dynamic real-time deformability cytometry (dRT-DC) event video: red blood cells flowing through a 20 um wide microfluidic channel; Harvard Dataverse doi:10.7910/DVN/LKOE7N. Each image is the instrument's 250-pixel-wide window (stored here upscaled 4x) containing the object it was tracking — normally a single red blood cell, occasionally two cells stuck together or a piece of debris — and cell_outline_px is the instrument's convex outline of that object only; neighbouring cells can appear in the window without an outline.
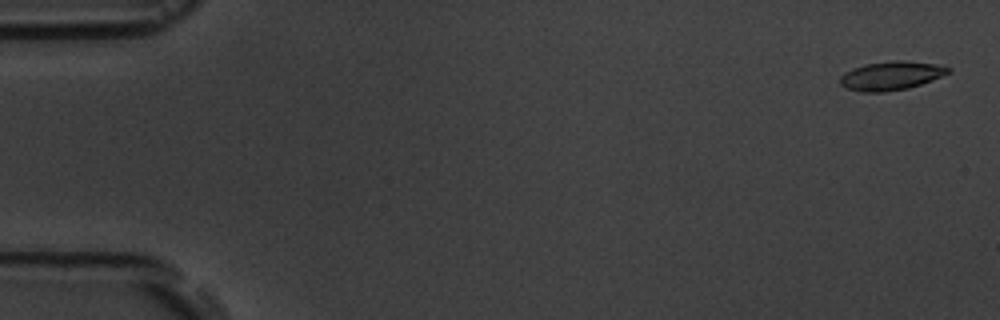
{"species": "common noctule bat (a hibernating species)", "species_latin": "Nyctalus noctula", "temperature_condition": "room temperature", "stored_images_in_passage": 6, "segment_of_instrument_passage": [1, 2], "camera_frame_rate_fps": 3000, "um_per_image_px": 0.085, "animal": {"sex": "male", "body_mass_g": 19.5, "forearm_length_mm": 54.6}, "frame": {"image": 1, "passage_image": 1, "time_ms": 0.0, "image_size_px": [1000, 320], "cell_outline_px": [[952, 72], [932, 80], [908, 88], [884, 92], [864, 92], [848, 88], [840, 84], [840, 76], [844, 72], [852, 68], [868, 64], [896, 60], [900, 60], [936, 64], [952, 68]], "centroid_in_image_um": [75.77, 6.43], "position_along_channel_um": 9.2, "area_um2": 17.98}}
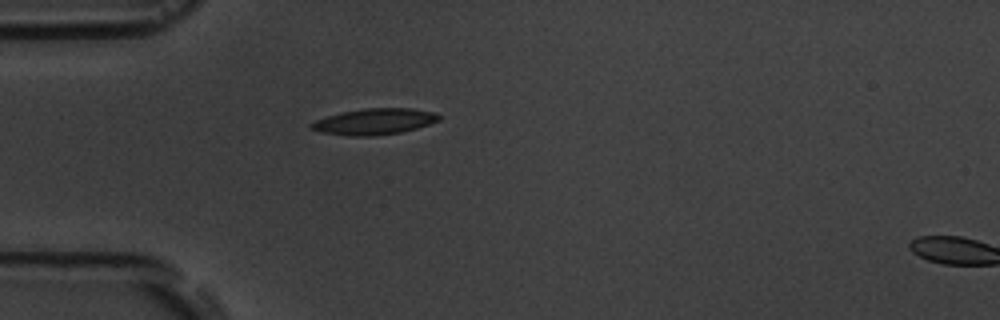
{"frame": {"image": 2, "passage_image": 5, "time_ms": 4.667, "image_size_px": [1000, 320], "cell_outline_px": [[440, 120], [416, 128], [400, 132], [372, 136], [348, 136], [320, 132], [308, 128], [308, 124], [316, 120], [340, 112], [364, 108], [412, 108], [432, 112], [440, 116]], "centroid_in_image_um": [31.76, 10.33], "position_along_channel_um": 53.2, "area_um2": 19.42}}